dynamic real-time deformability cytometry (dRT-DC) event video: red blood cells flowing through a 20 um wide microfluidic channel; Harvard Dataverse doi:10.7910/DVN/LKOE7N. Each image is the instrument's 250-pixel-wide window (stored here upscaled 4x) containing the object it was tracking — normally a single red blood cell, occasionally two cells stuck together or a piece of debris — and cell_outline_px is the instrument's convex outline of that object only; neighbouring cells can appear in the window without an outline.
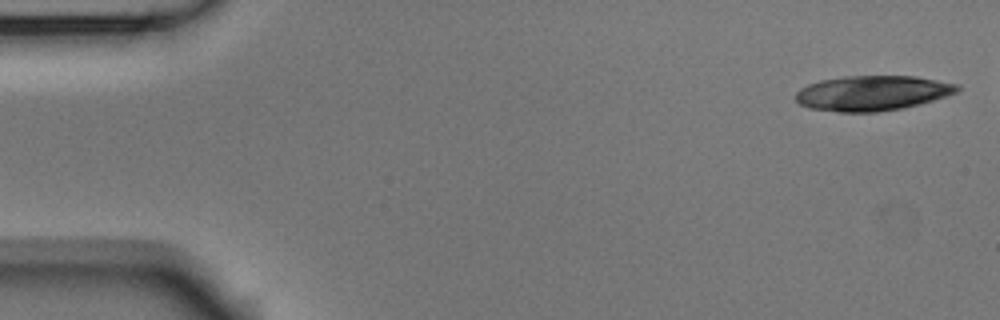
{"species": "Egyptian fruit bat (a non-hibernating species)", "species_latin": "Rousettus aegyptiacus", "temperature_condition": "room temperature", "stored_images_in_passage": 5, "camera_frame_rate_fps": 3000, "um_per_image_px": 0.085, "animal": {"sex": "male"}, "frame": {"image": 1, "passage_image": 1, "time_ms": 0.0, "image_size_px": [1000, 320], "cell_outline_px": [[960, 88], [956, 92], [932, 100], [904, 108], [876, 112], [840, 112], [808, 108], [800, 104], [796, 100], [796, 92], [800, 88], [808, 84], [820, 80], [844, 76], [916, 76], [960, 84]], "centroid_in_image_um": [74.13, 7.91], "position_along_channel_um": 10.9, "area_um2": 33.0}}